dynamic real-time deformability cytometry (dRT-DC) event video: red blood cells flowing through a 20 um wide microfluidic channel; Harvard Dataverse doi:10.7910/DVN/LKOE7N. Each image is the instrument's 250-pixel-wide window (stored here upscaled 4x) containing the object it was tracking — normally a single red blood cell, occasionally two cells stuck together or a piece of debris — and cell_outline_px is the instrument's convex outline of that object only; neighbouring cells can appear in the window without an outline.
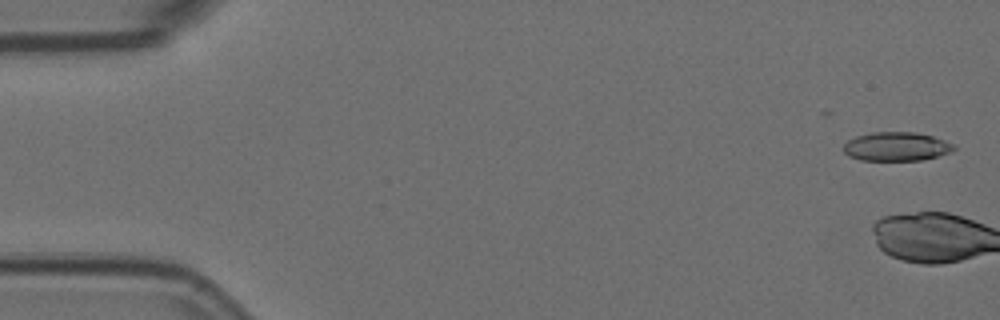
{"species": "Egyptian fruit bat (a non-hibernating species)", "species_latin": "Rousettus aegyptiacus", "temperature_condition": "room temperature", "stored_images_in_passage": 10, "camera_frame_rate_fps": 3000, "um_per_image_px": 0.085, "animal": {"sex": "female"}, "frame": {"image": 1, "passage_image": 1, "time_ms": 0.0, "image_size_px": [1000, 320], "cell_outline_px": [[956, 148], [940, 156], [920, 160], [860, 160], [848, 156], [844, 152], [844, 144], [848, 140], [856, 136], [872, 132], [916, 132], [932, 136], [944, 140], [952, 144]], "centroid_in_image_um": [76.17, 12.45], "position_along_channel_um": 8.8, "area_um2": 18.5}}